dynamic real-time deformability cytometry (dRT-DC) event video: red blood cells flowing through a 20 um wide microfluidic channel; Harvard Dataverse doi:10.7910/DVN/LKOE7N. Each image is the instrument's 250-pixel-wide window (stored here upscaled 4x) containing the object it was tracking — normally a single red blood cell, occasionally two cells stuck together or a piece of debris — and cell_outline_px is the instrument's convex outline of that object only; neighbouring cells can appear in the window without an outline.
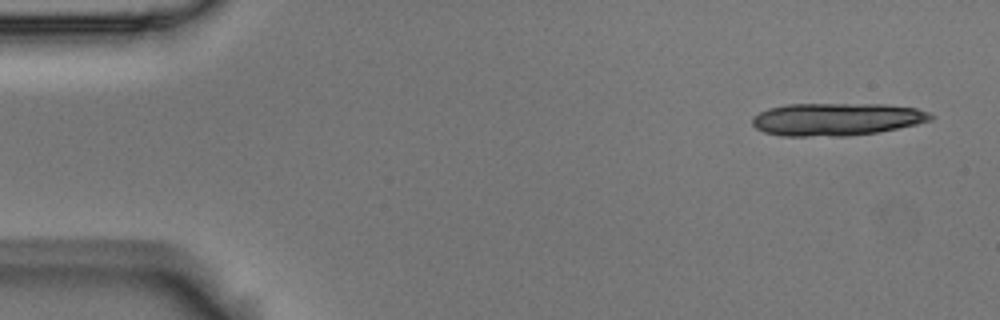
{"species": "Egyptian fruit bat (a non-hibernating species)", "species_latin": "Rousettus aegyptiacus", "temperature_condition": "room temperature", "stored_images_in_passage": 4, "camera_frame_rate_fps": 3000, "um_per_image_px": 0.085, "animal": {"sex": "male"}, "frame": {"image": 1, "passage_image": 1, "time_ms": 0.0, "image_size_px": [1000, 320], "cell_outline_px": [[936, 116], [932, 120], [916, 124], [876, 132], [848, 136], [780, 136], [764, 132], [756, 128], [752, 124], [752, 116], [768, 108], [788, 104], [884, 104], [916, 108], [932, 112]], "centroid_in_image_um": [71.11, 10.13], "position_along_channel_um": 13.9, "area_um2": 34.16}}